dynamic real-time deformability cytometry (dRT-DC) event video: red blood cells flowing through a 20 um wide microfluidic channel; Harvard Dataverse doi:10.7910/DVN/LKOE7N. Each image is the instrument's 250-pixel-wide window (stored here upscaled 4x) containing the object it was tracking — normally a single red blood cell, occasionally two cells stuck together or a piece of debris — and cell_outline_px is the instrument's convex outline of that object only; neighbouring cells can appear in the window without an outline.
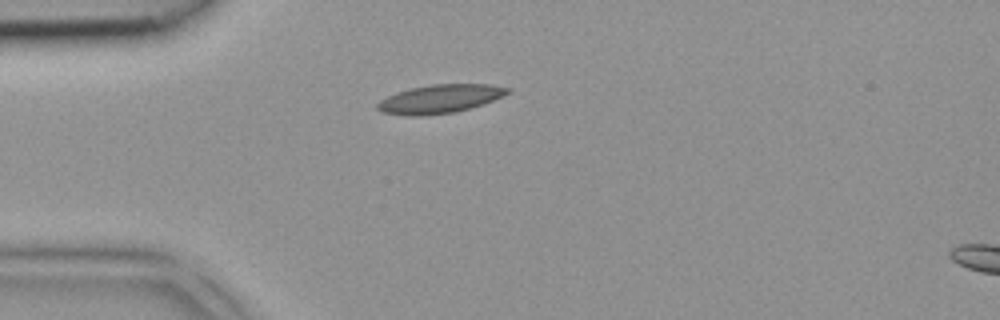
{"species": "common noctule bat (a hibernating species)", "species_latin": "Nyctalus noctula", "temperature_condition": "room temperature", "stored_images_in_passage": 2, "camera_frame_rate_fps": 3000, "um_per_image_px": 0.085, "animal": {"sex": "female", "body_mass_g": 18.4}, "frame": {"image": 1, "passage_image": 1, "time_ms": 0.0, "image_size_px": [1000, 320], "cell_outline_px": [[512, 92], [504, 96], [484, 104], [456, 112], [420, 116], [408, 116], [384, 112], [376, 108], [376, 104], [380, 100], [396, 92], [412, 88], [432, 84], [492, 84], [508, 88]], "centroid_in_image_um": [37.42, 8.4], "position_along_channel_um": 47.6, "area_um2": 21.73}}